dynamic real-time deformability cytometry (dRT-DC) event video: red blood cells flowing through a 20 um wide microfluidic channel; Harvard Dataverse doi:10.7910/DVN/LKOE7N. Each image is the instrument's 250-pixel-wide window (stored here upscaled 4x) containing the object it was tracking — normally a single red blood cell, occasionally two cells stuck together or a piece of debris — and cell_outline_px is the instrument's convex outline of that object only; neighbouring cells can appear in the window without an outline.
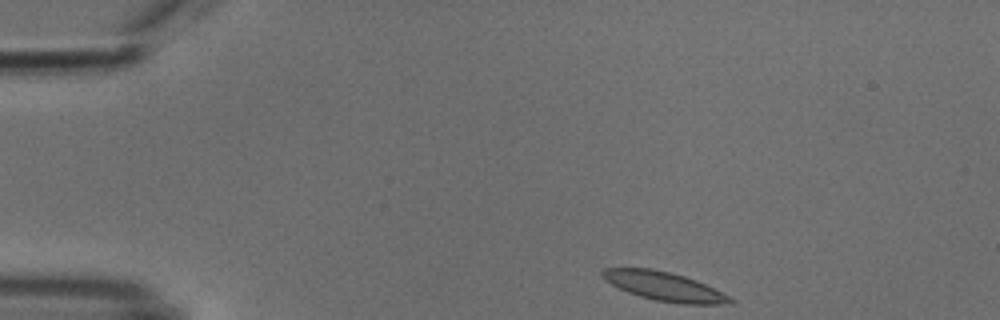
{"species": "common noctule bat (a hibernating species)", "species_latin": "Nyctalus noctula", "temperature_condition": "cold", "stored_images_in_passage": 3, "camera_frame_rate_fps": 3000, "um_per_image_px": 0.085, "animal": {"sex": "male", "body_mass_g": 18.8}, "frame": {"image": 1, "passage_image": 1, "time_ms": 0.0, "image_size_px": [1000, 320], "cell_outline_px": [[736, 300], [732, 304], [684, 304], [656, 300], [640, 296], [628, 292], [604, 280], [600, 276], [600, 272], [604, 268], [652, 268], [684, 276], [696, 280]], "centroid_in_image_um": [56.43, 24.33], "position_along_channel_um": 28.6, "area_um2": 21.27}}